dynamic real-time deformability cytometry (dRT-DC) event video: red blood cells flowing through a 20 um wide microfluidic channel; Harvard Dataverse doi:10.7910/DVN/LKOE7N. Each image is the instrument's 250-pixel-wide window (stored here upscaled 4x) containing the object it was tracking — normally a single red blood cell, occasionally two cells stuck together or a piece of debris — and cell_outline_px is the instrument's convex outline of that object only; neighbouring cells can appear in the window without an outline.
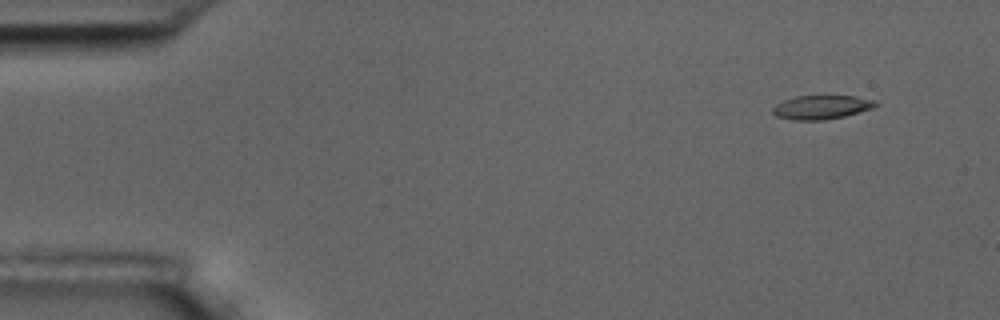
{"species": "common noctule bat (a hibernating species)", "species_latin": "Nyctalus noctula", "temperature_condition": "room temperature", "stored_images_in_passage": 4, "camera_frame_rate_fps": 3000, "um_per_image_px": 0.085, "animal": {"sex": "male", "body_mass_g": 17.5, "forearm_length_mm": 52.3}, "frame": {"image": 1, "passage_image": 2, "time_ms": 1.333, "image_size_px": [1000, 320], "cell_outline_px": [[880, 104], [872, 108], [844, 116], [824, 120], [792, 120], [776, 116], [772, 112], [772, 108], [776, 104], [784, 100], [796, 96], [856, 96], [872, 100]], "centroid_in_image_um": [69.8, 9.11], "position_along_channel_um": 15.2, "area_um2": 14.22}}